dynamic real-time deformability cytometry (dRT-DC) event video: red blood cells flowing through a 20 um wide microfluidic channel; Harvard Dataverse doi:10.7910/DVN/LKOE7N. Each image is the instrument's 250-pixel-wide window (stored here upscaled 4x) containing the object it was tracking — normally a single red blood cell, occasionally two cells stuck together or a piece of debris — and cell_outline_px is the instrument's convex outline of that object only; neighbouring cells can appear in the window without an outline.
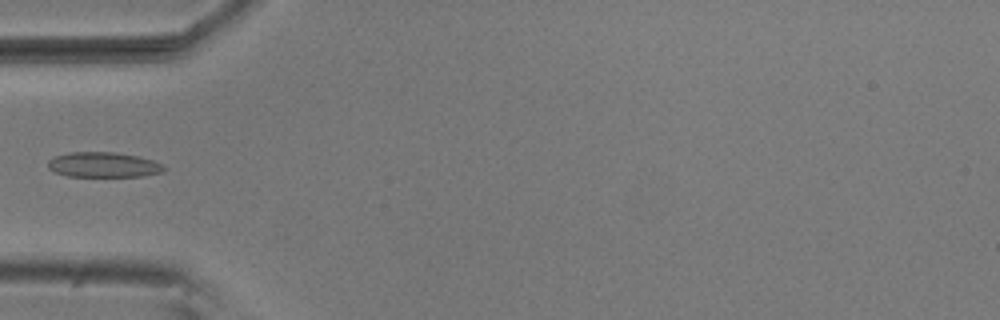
{"species": "common noctule bat (a hibernating species)", "species_latin": "Nyctalus noctula", "temperature_condition": "room temperature", "stored_images_in_passage": 7, "camera_frame_rate_fps": 3000, "um_per_image_px": 0.085, "animal": {"sex": "male", "body_mass_g": 20.5, "forearm_length_mm": 52.5}, "frame": {"image": 1, "passage_image": 6, "time_ms": 1.667, "image_size_px": [1000, 320], "cell_outline_px": [[168, 168], [164, 172], [144, 176], [68, 176], [56, 172], [48, 168], [48, 160], [56, 156], [72, 152], [116, 152], [136, 156], [152, 160]], "centroid_in_image_um": [8.82, 14.01], "position_along_channel_um": 76.2, "area_um2": 16.88}}
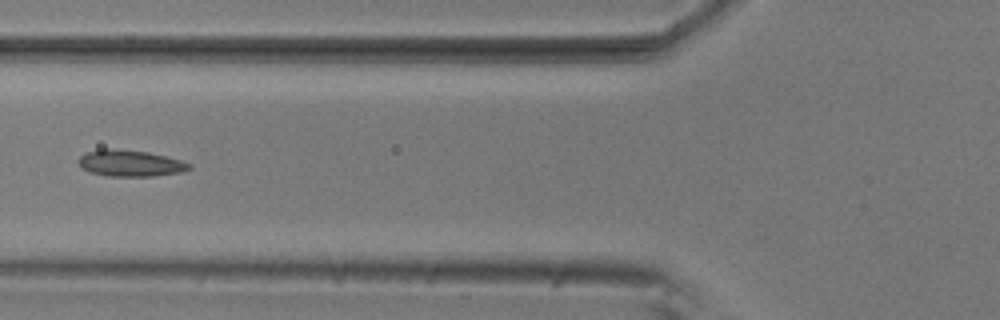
{"frame": {"image": 2, "passage_image": 7, "time_ms": 2.0, "image_size_px": [1000, 320], "cell_outline_px": [[192, 168], [180, 172], [152, 176], [108, 176], [88, 172], [76, 160], [80, 156], [88, 152], [100, 148], [112, 148], [148, 152], [180, 160], [192, 164]], "centroid_in_image_um": [11.05, 13.87], "position_along_channel_um": 114.8, "area_um2": 16.99}}